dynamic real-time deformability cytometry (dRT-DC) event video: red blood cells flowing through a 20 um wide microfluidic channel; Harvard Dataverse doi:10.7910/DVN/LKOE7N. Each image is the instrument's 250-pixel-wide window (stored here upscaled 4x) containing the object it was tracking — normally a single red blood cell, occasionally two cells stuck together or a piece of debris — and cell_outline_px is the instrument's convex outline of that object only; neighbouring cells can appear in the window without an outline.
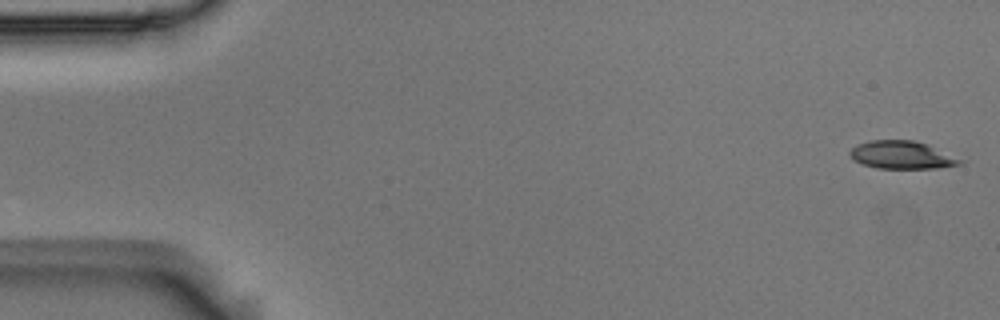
{"species": "Egyptian fruit bat (a non-hibernating species)", "species_latin": "Rousettus aegyptiacus", "temperature_condition": "room temperature", "stored_images_in_passage": 54, "camera_frame_rate_fps": 3000, "um_per_image_px": 0.085, "animal": {"sex": "male"}, "frame": {"image": 1, "passage_image": 1, "time_ms": 0.0, "image_size_px": [1000, 320], "cell_outline_px": [[968, 160], [960, 164], [936, 168], [876, 168], [864, 164], [856, 160], [848, 152], [856, 144], [868, 140], [912, 140], [928, 144]], "centroid_in_image_um": [76.73, 13.16], "position_along_channel_um": 8.3, "area_um2": 18.03}}
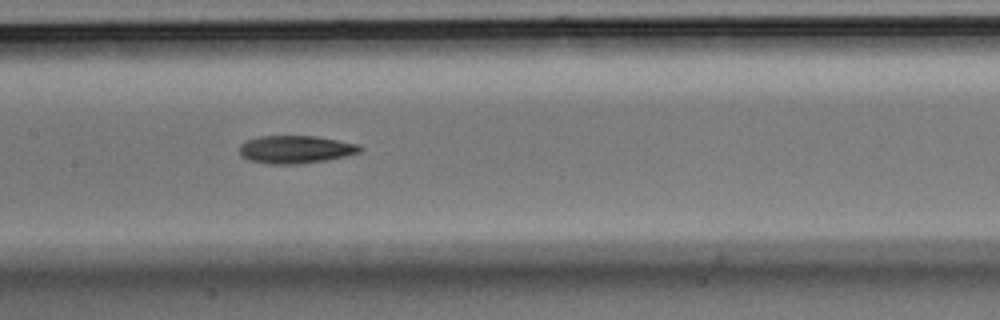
{"frame": {"image": 2, "passage_image": 26, "time_ms": 8.333, "image_size_px": [1000, 320], "cell_outline_px": [[364, 148], [360, 152], [328, 160], [296, 164], [272, 164], [248, 160], [240, 156], [240, 144], [248, 140], [260, 136], [316, 136], [360, 144]], "centroid_in_image_um": [25.14, 12.7], "position_along_channel_um": 182.3, "area_um2": 19.59}}
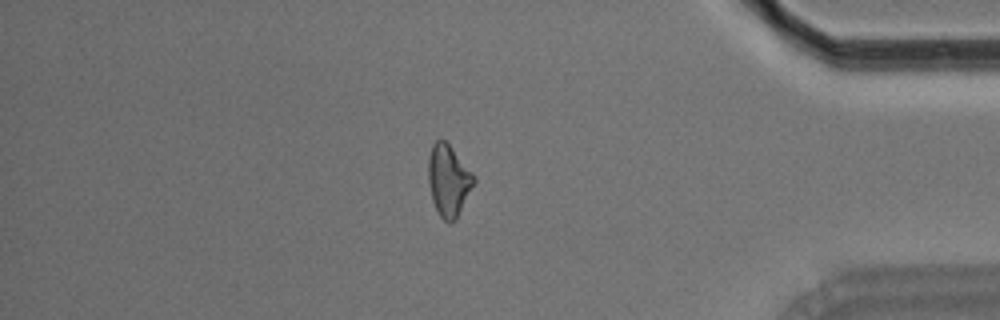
{"frame": {"image": 3, "passage_image": 46, "time_ms": 15.0, "image_size_px": [1000, 320], "cell_outline_px": [[476, 180], [456, 220], [452, 224], [448, 224], [440, 216], [432, 200], [428, 180], [428, 156], [432, 144], [436, 140], [444, 140], [452, 148], [476, 176]], "centroid_in_image_um": [38.12, 15.35], "position_along_channel_um": 397.1, "area_um2": 19.07}, "authors_computed_cell_mechanics": {"area_um2": 19.1029, "velocity_mm_per_s": 3.7, "shape_relaxation_time_tau1_ms": 7.4433, "shape_relaxation_time_tau2_ms": 6.5757, "deformation_change_tau1": 0.162, "deformation_change_tau2": 0.1764}}